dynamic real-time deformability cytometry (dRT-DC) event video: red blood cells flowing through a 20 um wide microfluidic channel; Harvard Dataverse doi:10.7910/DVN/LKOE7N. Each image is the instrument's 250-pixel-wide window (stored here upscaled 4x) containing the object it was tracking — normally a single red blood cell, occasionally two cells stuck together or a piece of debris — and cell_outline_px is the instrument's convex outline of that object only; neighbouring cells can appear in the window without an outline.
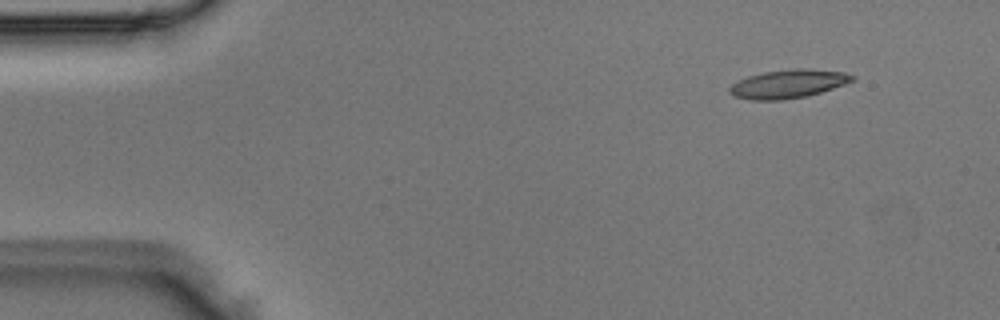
{"species": "Egyptian fruit bat (a non-hibernating species)", "species_latin": "Rousettus aegyptiacus", "temperature_condition": "room temperature", "stored_images_in_passage": 4, "camera_frame_rate_fps": 3000, "um_per_image_px": 0.085, "animal": {"sex": "male"}, "frame": {"image": 1, "passage_image": 2, "time_ms": 0.333, "image_size_px": [1000, 320], "cell_outline_px": [[856, 80], [820, 92], [804, 96], [780, 100], [748, 100], [736, 96], [728, 92], [728, 88], [736, 80], [748, 76], [764, 72], [792, 68], [808, 68], [844, 72], [856, 76]], "centroid_in_image_um": [66.98, 7.11], "position_along_channel_um": 18.0, "area_um2": 20.46}}